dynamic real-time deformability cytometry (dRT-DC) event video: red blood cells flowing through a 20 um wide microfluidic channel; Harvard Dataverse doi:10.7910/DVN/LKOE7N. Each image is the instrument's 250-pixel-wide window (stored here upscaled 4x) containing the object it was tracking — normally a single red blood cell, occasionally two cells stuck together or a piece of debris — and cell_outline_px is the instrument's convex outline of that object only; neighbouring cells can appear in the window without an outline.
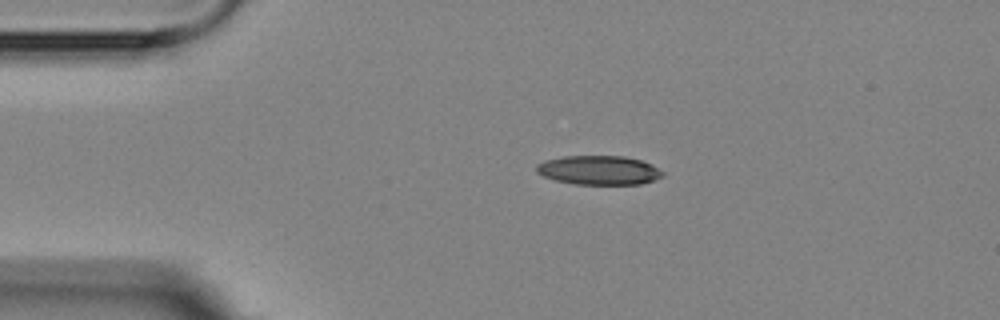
{"species": "Egyptian fruit bat (a non-hibernating species)", "species_latin": "Rousettus aegyptiacus", "temperature_condition": "room temperature", "stored_images_in_passage": 2, "camera_frame_rate_fps": 3000, "um_per_image_px": 0.085, "animal": {"sex": "female"}, "frame": {"image": 1, "passage_image": 1, "time_ms": 0.0, "image_size_px": [1000, 320], "cell_outline_px": [[664, 176], [640, 184], [576, 184], [556, 180], [544, 176], [536, 172], [536, 164], [548, 160], [564, 156], [624, 156], [640, 160], [652, 164], [664, 172]], "centroid_in_image_um": [50.92, 14.46], "position_along_channel_um": 34.1, "area_um2": 21.27}}